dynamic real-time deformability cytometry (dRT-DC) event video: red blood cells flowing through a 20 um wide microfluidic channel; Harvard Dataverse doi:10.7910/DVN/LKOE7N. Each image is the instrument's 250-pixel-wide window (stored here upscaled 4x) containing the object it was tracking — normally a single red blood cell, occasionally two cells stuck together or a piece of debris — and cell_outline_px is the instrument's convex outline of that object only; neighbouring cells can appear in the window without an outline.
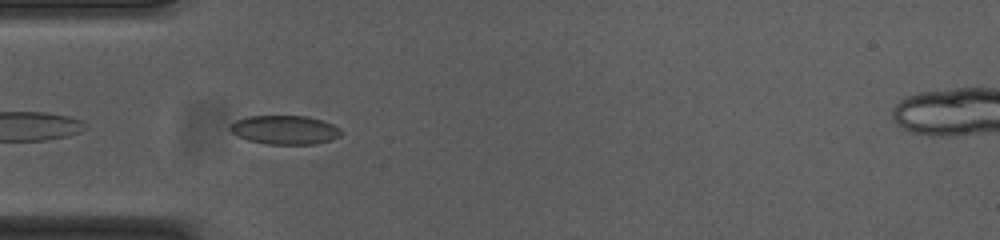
{"species": "common noctule bat (a hibernating species)", "species_latin": "Nyctalus noctula", "temperature_condition": "cold", "stored_images_in_passage": 41, "camera_frame_rate_fps": 3000, "um_per_image_px": 0.085, "animal": {"sex": "female", "body_mass_g": 23.0, "forearm_length_mm": 53.4}, "frame": {"image": 1, "passage_image": 2, "time_ms": 0.333, "image_size_px": [1000, 240], "cell_outline_px": [[344, 132], [340, 136], [328, 140], [312, 144], [268, 144], [248, 140], [232, 132], [228, 128], [228, 124], [236, 120], [248, 116], [308, 116], [332, 124], [340, 128]], "centroid_in_image_um": [24.19, 11.03], "position_along_channel_um": 60.8, "area_um2": 18.61}}
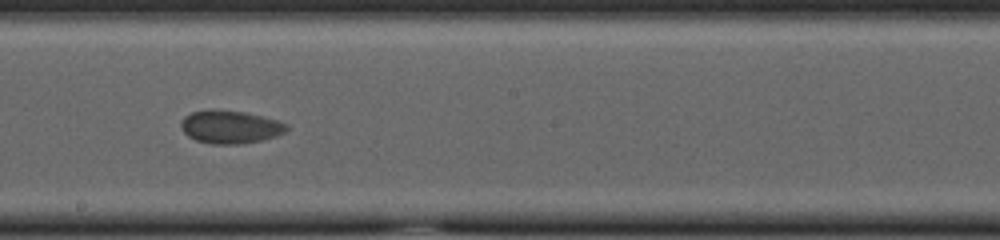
{"frame": {"image": 2, "passage_image": 16, "time_ms": 5.0, "image_size_px": [1000, 240], "cell_outline_px": [[288, 128], [284, 132], [276, 136], [260, 140], [240, 144], [212, 144], [196, 140], [188, 136], [184, 132], [180, 124], [184, 116], [192, 112], [244, 112], [276, 120], [288, 124]], "centroid_in_image_um": [19.58, 10.83], "position_along_channel_um": 228.6, "area_um2": 19.54}}
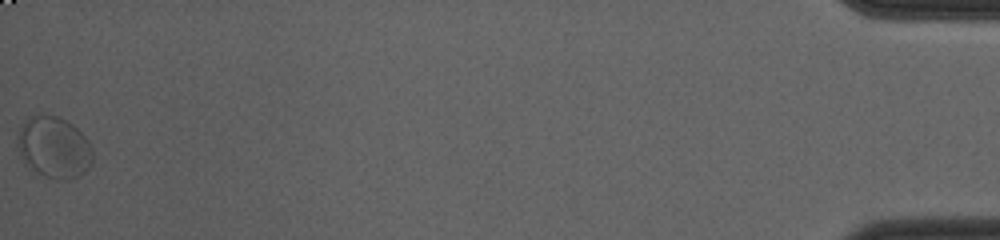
{"frame": {"image": 3, "passage_image": 41, "time_ms": 13.333, "image_size_px": [1000, 240], "cell_outline_px": [[92, 160], [88, 168], [80, 176], [68, 180], [56, 180], [44, 176], [28, 168], [20, 156], [20, 128], [24, 120], [28, 116], [56, 116], [72, 124], [88, 140], [92, 148]], "centroid_in_image_um": [4.61, 12.57], "position_along_channel_um": 430.6, "area_um2": 26.65}, "authors_computed_cell_mechanics": {"area_um2": 20.4034, "velocity_mm_per_s": 3.6398, "shape_relaxation_time_tau1_ms": 10.0492, "shape_relaxation_time_tau2_ms": 0.9005, "deformation_change_tau1": 0.1368, "deformation_change_tau2": 0.0459}}